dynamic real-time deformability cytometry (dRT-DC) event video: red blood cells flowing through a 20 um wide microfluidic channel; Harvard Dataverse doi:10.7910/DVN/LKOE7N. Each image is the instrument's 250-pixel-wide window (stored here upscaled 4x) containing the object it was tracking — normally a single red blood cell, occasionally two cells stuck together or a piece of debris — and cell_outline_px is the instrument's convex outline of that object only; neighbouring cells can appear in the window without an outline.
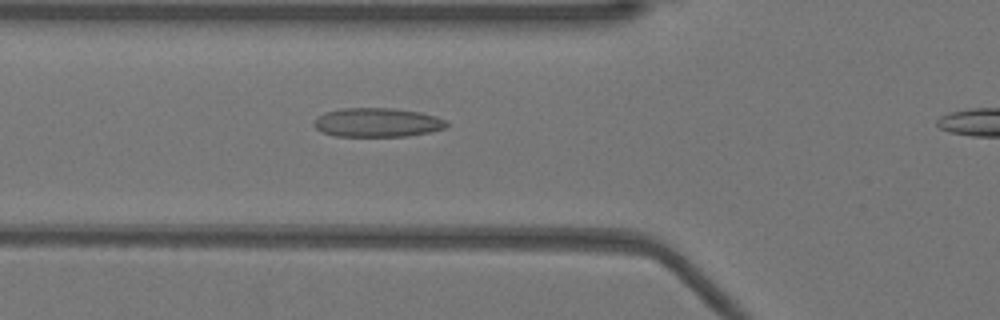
{"species": "Egyptian fruit bat (a non-hibernating species)", "species_latin": "Rousettus aegyptiacus", "temperature_condition": "warm", "stored_images_in_passage": 34, "camera_frame_rate_fps": 3000, "um_per_image_px": 0.085, "animal": {"sex": "female"}, "frame": {"image": 1, "passage_image": 7, "time_ms": 2.0, "image_size_px": [1000, 320], "cell_outline_px": [[448, 124], [444, 128], [428, 132], [408, 136], [336, 136], [324, 132], [316, 128], [312, 124], [312, 120], [324, 112], [344, 108], [392, 108], [420, 112], [436, 116], [448, 120]], "centroid_in_image_um": [32.06, 10.4], "position_along_channel_um": 93.7, "area_um2": 22.48}}
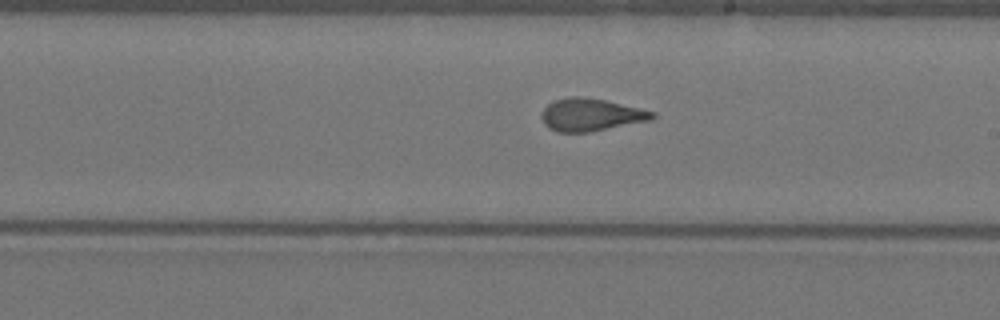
{"frame": {"image": 2, "passage_image": 18, "time_ms": 5.667, "image_size_px": [1000, 320], "cell_outline_px": [[656, 116], [652, 120], [588, 132], [556, 132], [548, 128], [544, 124], [540, 116], [540, 112], [552, 100], [572, 96], [584, 96], [604, 100], [640, 108], [656, 112]], "centroid_in_image_um": [50.19, 9.75], "position_along_channel_um": 238.8, "area_um2": 21.21}}
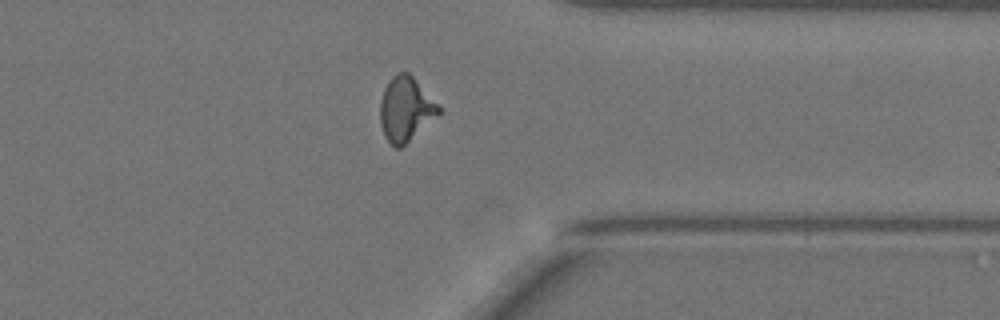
{"frame": {"image": 3, "passage_image": 29, "time_ms": 9.333, "image_size_px": [1000, 320], "cell_outline_px": [[440, 112], [400, 148], [396, 148], [384, 136], [380, 124], [380, 100], [384, 88], [388, 80], [396, 72], [408, 72], [440, 104]], "centroid_in_image_um": [34.45, 9.23], "position_along_channel_um": 376.9, "area_um2": 21.79}, "authors_computed_cell_mechanics": {"area_um2": 21.1837, "velocity_mm_per_s": 3.9327, "shape_relaxation_time_tau1_ms": 9.573, "shape_relaxation_time_tau2_ms": 0.9177, "deformation_change_tau1": 0.2565, "deformation_change_tau2": 0.0808}}